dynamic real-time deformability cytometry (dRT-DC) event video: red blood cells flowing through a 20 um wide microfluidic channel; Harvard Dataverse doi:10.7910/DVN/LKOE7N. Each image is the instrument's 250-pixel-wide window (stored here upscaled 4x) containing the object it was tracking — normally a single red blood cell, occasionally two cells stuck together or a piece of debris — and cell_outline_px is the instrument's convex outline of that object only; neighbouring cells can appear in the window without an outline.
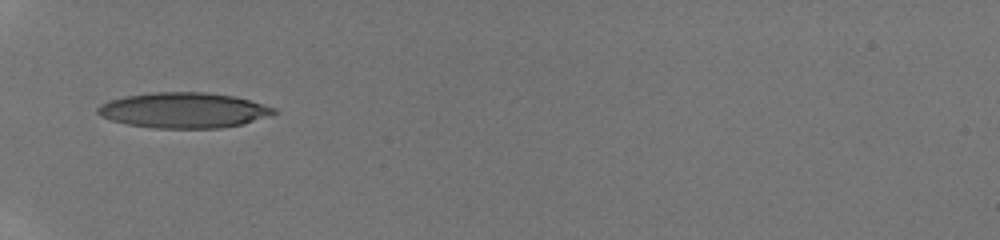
{"species": "human", "species_latin": "Homo sapiens", "temperature_condition": "room temperature", "stored_images_in_passage": 3, "camera_frame_rate_fps": 3000, "um_per_image_px": 0.085, "donor": {"sex": "male"}, "frame": {"image": 1, "passage_image": 1, "time_ms": 0.0, "image_size_px": [1000, 240], "cell_outline_px": [[280, 112], [272, 116], [244, 124], [220, 128], [152, 128], [128, 124], [112, 120], [100, 116], [96, 112], [96, 108], [100, 104], [124, 96], [152, 92], [208, 92], [236, 96], [276, 108]], "centroid_in_image_um": [15.67, 9.37], "position_along_channel_um": 69.3, "area_um2": 36.76}}